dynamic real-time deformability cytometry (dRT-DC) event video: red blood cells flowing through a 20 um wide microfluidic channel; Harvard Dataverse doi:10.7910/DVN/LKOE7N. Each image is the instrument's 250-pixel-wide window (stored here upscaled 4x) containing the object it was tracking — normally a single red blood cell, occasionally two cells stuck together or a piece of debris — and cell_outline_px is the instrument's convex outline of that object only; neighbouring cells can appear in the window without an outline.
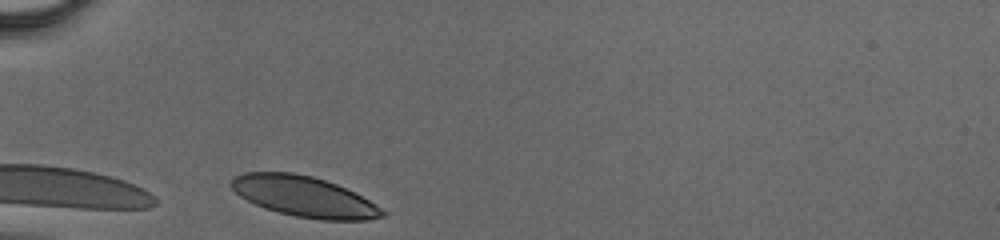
{"species": "human", "species_latin": "Homo sapiens", "temperature_condition": "cold", "stored_images_in_passage": 23, "camera_frame_rate_fps": 3000, "um_per_image_px": 0.085, "donor": {"sex": "male"}, "frame": {"image": 1, "passage_image": 1, "time_ms": 0.0, "image_size_px": [1000, 240], "cell_outline_px": [[388, 212], [384, 216], [368, 220], [320, 220], [296, 216], [264, 208], [240, 196], [232, 188], [232, 180], [236, 176], [244, 172], [292, 172], [312, 176], [336, 184], [376, 204]], "centroid_in_image_um": [25.87, 16.71], "position_along_channel_um": 59.1, "area_um2": 35.32}}
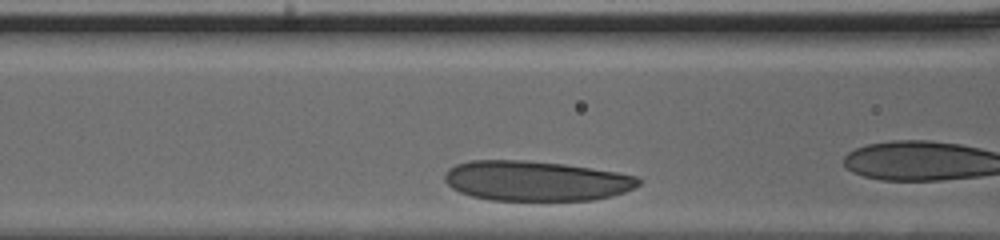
{"frame": {"image": 2, "passage_image": 4, "time_ms": 1.0, "image_size_px": [1000, 240], "cell_outline_px": [[640, 184], [624, 192], [592, 200], [492, 200], [472, 196], [460, 192], [452, 188], [444, 180], [444, 176], [448, 168], [456, 164], [472, 160], [524, 160], [564, 164], [616, 172], [636, 176], [640, 180]], "centroid_in_image_um": [45.51, 15.37], "position_along_channel_um": 121.1, "area_um2": 44.97}}